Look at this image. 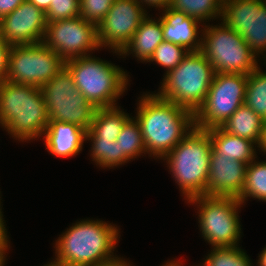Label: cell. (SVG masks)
<instances>
[{
  "instance_id": "obj_7",
  "label": "cell",
  "mask_w": 266,
  "mask_h": 266,
  "mask_svg": "<svg viewBox=\"0 0 266 266\" xmlns=\"http://www.w3.org/2000/svg\"><path fill=\"white\" fill-rule=\"evenodd\" d=\"M202 33L200 51L215 73L248 75L258 67L257 57L243 37L223 22L220 26L205 25Z\"/></svg>"
},
{
  "instance_id": "obj_39",
  "label": "cell",
  "mask_w": 266,
  "mask_h": 266,
  "mask_svg": "<svg viewBox=\"0 0 266 266\" xmlns=\"http://www.w3.org/2000/svg\"><path fill=\"white\" fill-rule=\"evenodd\" d=\"M258 265L259 266H266V247L261 251V254L259 255Z\"/></svg>"
},
{
  "instance_id": "obj_12",
  "label": "cell",
  "mask_w": 266,
  "mask_h": 266,
  "mask_svg": "<svg viewBox=\"0 0 266 266\" xmlns=\"http://www.w3.org/2000/svg\"><path fill=\"white\" fill-rule=\"evenodd\" d=\"M42 43L64 61L86 56L87 52L100 48L97 27L81 16L47 22Z\"/></svg>"
},
{
  "instance_id": "obj_6",
  "label": "cell",
  "mask_w": 266,
  "mask_h": 266,
  "mask_svg": "<svg viewBox=\"0 0 266 266\" xmlns=\"http://www.w3.org/2000/svg\"><path fill=\"white\" fill-rule=\"evenodd\" d=\"M78 90L97 108L116 107L128 84L127 73L112 63L87 56L65 61Z\"/></svg>"
},
{
  "instance_id": "obj_2",
  "label": "cell",
  "mask_w": 266,
  "mask_h": 266,
  "mask_svg": "<svg viewBox=\"0 0 266 266\" xmlns=\"http://www.w3.org/2000/svg\"><path fill=\"white\" fill-rule=\"evenodd\" d=\"M117 227L98 220H83L72 225L56 241L55 266H95L113 258Z\"/></svg>"
},
{
  "instance_id": "obj_42",
  "label": "cell",
  "mask_w": 266,
  "mask_h": 266,
  "mask_svg": "<svg viewBox=\"0 0 266 266\" xmlns=\"http://www.w3.org/2000/svg\"><path fill=\"white\" fill-rule=\"evenodd\" d=\"M45 266H55V265H53V264L49 263V264H47V265H45Z\"/></svg>"
},
{
  "instance_id": "obj_14",
  "label": "cell",
  "mask_w": 266,
  "mask_h": 266,
  "mask_svg": "<svg viewBox=\"0 0 266 266\" xmlns=\"http://www.w3.org/2000/svg\"><path fill=\"white\" fill-rule=\"evenodd\" d=\"M137 0H115L102 22L97 26L99 47L121 52L147 17Z\"/></svg>"
},
{
  "instance_id": "obj_29",
  "label": "cell",
  "mask_w": 266,
  "mask_h": 266,
  "mask_svg": "<svg viewBox=\"0 0 266 266\" xmlns=\"http://www.w3.org/2000/svg\"><path fill=\"white\" fill-rule=\"evenodd\" d=\"M92 141L91 155L101 167H112L120 165V147L117 141L107 139H85Z\"/></svg>"
},
{
  "instance_id": "obj_21",
  "label": "cell",
  "mask_w": 266,
  "mask_h": 266,
  "mask_svg": "<svg viewBox=\"0 0 266 266\" xmlns=\"http://www.w3.org/2000/svg\"><path fill=\"white\" fill-rule=\"evenodd\" d=\"M220 128L230 135L249 139L259 147L263 136L264 121L244 103Z\"/></svg>"
},
{
  "instance_id": "obj_20",
  "label": "cell",
  "mask_w": 266,
  "mask_h": 266,
  "mask_svg": "<svg viewBox=\"0 0 266 266\" xmlns=\"http://www.w3.org/2000/svg\"><path fill=\"white\" fill-rule=\"evenodd\" d=\"M212 148L221 155V157L231 158V160H238L245 164H249L255 159L254 142L230 135L220 127H213L207 129Z\"/></svg>"
},
{
  "instance_id": "obj_19",
  "label": "cell",
  "mask_w": 266,
  "mask_h": 266,
  "mask_svg": "<svg viewBox=\"0 0 266 266\" xmlns=\"http://www.w3.org/2000/svg\"><path fill=\"white\" fill-rule=\"evenodd\" d=\"M164 41L162 23L147 16L133 34L131 41L119 52L118 55L134 53L138 60L148 62L155 48ZM131 51V52H130Z\"/></svg>"
},
{
  "instance_id": "obj_34",
  "label": "cell",
  "mask_w": 266,
  "mask_h": 266,
  "mask_svg": "<svg viewBox=\"0 0 266 266\" xmlns=\"http://www.w3.org/2000/svg\"><path fill=\"white\" fill-rule=\"evenodd\" d=\"M7 231L0 233V266L5 265V251L8 249Z\"/></svg>"
},
{
  "instance_id": "obj_16",
  "label": "cell",
  "mask_w": 266,
  "mask_h": 266,
  "mask_svg": "<svg viewBox=\"0 0 266 266\" xmlns=\"http://www.w3.org/2000/svg\"><path fill=\"white\" fill-rule=\"evenodd\" d=\"M247 166L241 161L221 157L212 148L206 195L238 198L245 185Z\"/></svg>"
},
{
  "instance_id": "obj_37",
  "label": "cell",
  "mask_w": 266,
  "mask_h": 266,
  "mask_svg": "<svg viewBox=\"0 0 266 266\" xmlns=\"http://www.w3.org/2000/svg\"><path fill=\"white\" fill-rule=\"evenodd\" d=\"M30 3L34 4L37 8L42 10L44 13L47 12L52 0H28Z\"/></svg>"
},
{
  "instance_id": "obj_36",
  "label": "cell",
  "mask_w": 266,
  "mask_h": 266,
  "mask_svg": "<svg viewBox=\"0 0 266 266\" xmlns=\"http://www.w3.org/2000/svg\"><path fill=\"white\" fill-rule=\"evenodd\" d=\"M139 3H144L152 7L165 9L169 6L171 0H137Z\"/></svg>"
},
{
  "instance_id": "obj_8",
  "label": "cell",
  "mask_w": 266,
  "mask_h": 266,
  "mask_svg": "<svg viewBox=\"0 0 266 266\" xmlns=\"http://www.w3.org/2000/svg\"><path fill=\"white\" fill-rule=\"evenodd\" d=\"M49 122L72 123L87 131L98 109L76 87L69 70L62 68L41 87Z\"/></svg>"
},
{
  "instance_id": "obj_26",
  "label": "cell",
  "mask_w": 266,
  "mask_h": 266,
  "mask_svg": "<svg viewBox=\"0 0 266 266\" xmlns=\"http://www.w3.org/2000/svg\"><path fill=\"white\" fill-rule=\"evenodd\" d=\"M247 197L266 201V161L254 159L248 164L245 185L237 199L243 204Z\"/></svg>"
},
{
  "instance_id": "obj_32",
  "label": "cell",
  "mask_w": 266,
  "mask_h": 266,
  "mask_svg": "<svg viewBox=\"0 0 266 266\" xmlns=\"http://www.w3.org/2000/svg\"><path fill=\"white\" fill-rule=\"evenodd\" d=\"M11 49L9 45L0 34V84L6 81L8 72V57Z\"/></svg>"
},
{
  "instance_id": "obj_35",
  "label": "cell",
  "mask_w": 266,
  "mask_h": 266,
  "mask_svg": "<svg viewBox=\"0 0 266 266\" xmlns=\"http://www.w3.org/2000/svg\"><path fill=\"white\" fill-rule=\"evenodd\" d=\"M95 266H131V265L127 263L125 260L114 256L113 258L102 261Z\"/></svg>"
},
{
  "instance_id": "obj_28",
  "label": "cell",
  "mask_w": 266,
  "mask_h": 266,
  "mask_svg": "<svg viewBox=\"0 0 266 266\" xmlns=\"http://www.w3.org/2000/svg\"><path fill=\"white\" fill-rule=\"evenodd\" d=\"M189 52L185 47L163 41L155 48L148 62L155 61L157 64L165 67L167 69L166 73H168L176 68Z\"/></svg>"
},
{
  "instance_id": "obj_38",
  "label": "cell",
  "mask_w": 266,
  "mask_h": 266,
  "mask_svg": "<svg viewBox=\"0 0 266 266\" xmlns=\"http://www.w3.org/2000/svg\"><path fill=\"white\" fill-rule=\"evenodd\" d=\"M259 148L261 149V151L266 153V121L264 122L263 136H262V141H261V144L259 145Z\"/></svg>"
},
{
  "instance_id": "obj_10",
  "label": "cell",
  "mask_w": 266,
  "mask_h": 266,
  "mask_svg": "<svg viewBox=\"0 0 266 266\" xmlns=\"http://www.w3.org/2000/svg\"><path fill=\"white\" fill-rule=\"evenodd\" d=\"M247 80V74L215 73L204 104L194 114L195 126L220 127L245 103Z\"/></svg>"
},
{
  "instance_id": "obj_40",
  "label": "cell",
  "mask_w": 266,
  "mask_h": 266,
  "mask_svg": "<svg viewBox=\"0 0 266 266\" xmlns=\"http://www.w3.org/2000/svg\"><path fill=\"white\" fill-rule=\"evenodd\" d=\"M0 208H1V206H0ZM2 216L3 215H2V212H1V209H0V233L7 231Z\"/></svg>"
},
{
  "instance_id": "obj_3",
  "label": "cell",
  "mask_w": 266,
  "mask_h": 266,
  "mask_svg": "<svg viewBox=\"0 0 266 266\" xmlns=\"http://www.w3.org/2000/svg\"><path fill=\"white\" fill-rule=\"evenodd\" d=\"M49 124L41 91L30 85L4 81L0 84V125L20 141L35 139Z\"/></svg>"
},
{
  "instance_id": "obj_41",
  "label": "cell",
  "mask_w": 266,
  "mask_h": 266,
  "mask_svg": "<svg viewBox=\"0 0 266 266\" xmlns=\"http://www.w3.org/2000/svg\"><path fill=\"white\" fill-rule=\"evenodd\" d=\"M162 266H177V261L167 262L165 265H162Z\"/></svg>"
},
{
  "instance_id": "obj_15",
  "label": "cell",
  "mask_w": 266,
  "mask_h": 266,
  "mask_svg": "<svg viewBox=\"0 0 266 266\" xmlns=\"http://www.w3.org/2000/svg\"><path fill=\"white\" fill-rule=\"evenodd\" d=\"M46 15L28 0L0 19L1 37L11 46L42 43Z\"/></svg>"
},
{
  "instance_id": "obj_23",
  "label": "cell",
  "mask_w": 266,
  "mask_h": 266,
  "mask_svg": "<svg viewBox=\"0 0 266 266\" xmlns=\"http://www.w3.org/2000/svg\"><path fill=\"white\" fill-rule=\"evenodd\" d=\"M116 141L120 147V165L147 152L140 125L134 117L124 124Z\"/></svg>"
},
{
  "instance_id": "obj_25",
  "label": "cell",
  "mask_w": 266,
  "mask_h": 266,
  "mask_svg": "<svg viewBox=\"0 0 266 266\" xmlns=\"http://www.w3.org/2000/svg\"><path fill=\"white\" fill-rule=\"evenodd\" d=\"M245 104L266 121V72L259 67L248 74Z\"/></svg>"
},
{
  "instance_id": "obj_27",
  "label": "cell",
  "mask_w": 266,
  "mask_h": 266,
  "mask_svg": "<svg viewBox=\"0 0 266 266\" xmlns=\"http://www.w3.org/2000/svg\"><path fill=\"white\" fill-rule=\"evenodd\" d=\"M212 249L202 266H252L248 255L238 246Z\"/></svg>"
},
{
  "instance_id": "obj_9",
  "label": "cell",
  "mask_w": 266,
  "mask_h": 266,
  "mask_svg": "<svg viewBox=\"0 0 266 266\" xmlns=\"http://www.w3.org/2000/svg\"><path fill=\"white\" fill-rule=\"evenodd\" d=\"M188 202L199 204L200 231L213 248L239 246L241 227L237 210L242 203L237 198L201 195Z\"/></svg>"
},
{
  "instance_id": "obj_30",
  "label": "cell",
  "mask_w": 266,
  "mask_h": 266,
  "mask_svg": "<svg viewBox=\"0 0 266 266\" xmlns=\"http://www.w3.org/2000/svg\"><path fill=\"white\" fill-rule=\"evenodd\" d=\"M115 0H80V16L96 27L102 22Z\"/></svg>"
},
{
  "instance_id": "obj_33",
  "label": "cell",
  "mask_w": 266,
  "mask_h": 266,
  "mask_svg": "<svg viewBox=\"0 0 266 266\" xmlns=\"http://www.w3.org/2000/svg\"><path fill=\"white\" fill-rule=\"evenodd\" d=\"M26 0H0V19L16 8H18Z\"/></svg>"
},
{
  "instance_id": "obj_31",
  "label": "cell",
  "mask_w": 266,
  "mask_h": 266,
  "mask_svg": "<svg viewBox=\"0 0 266 266\" xmlns=\"http://www.w3.org/2000/svg\"><path fill=\"white\" fill-rule=\"evenodd\" d=\"M45 15L47 22L78 17L80 0H52Z\"/></svg>"
},
{
  "instance_id": "obj_17",
  "label": "cell",
  "mask_w": 266,
  "mask_h": 266,
  "mask_svg": "<svg viewBox=\"0 0 266 266\" xmlns=\"http://www.w3.org/2000/svg\"><path fill=\"white\" fill-rule=\"evenodd\" d=\"M163 12L160 21L164 41L185 47L190 52H199L201 38L198 37V24L201 22L169 7L163 9Z\"/></svg>"
},
{
  "instance_id": "obj_18",
  "label": "cell",
  "mask_w": 266,
  "mask_h": 266,
  "mask_svg": "<svg viewBox=\"0 0 266 266\" xmlns=\"http://www.w3.org/2000/svg\"><path fill=\"white\" fill-rule=\"evenodd\" d=\"M45 145L56 157H72L81 150L86 131L67 122H49L45 130Z\"/></svg>"
},
{
  "instance_id": "obj_5",
  "label": "cell",
  "mask_w": 266,
  "mask_h": 266,
  "mask_svg": "<svg viewBox=\"0 0 266 266\" xmlns=\"http://www.w3.org/2000/svg\"><path fill=\"white\" fill-rule=\"evenodd\" d=\"M214 75L201 51L189 52L176 68L165 74L156 95L195 114L205 102Z\"/></svg>"
},
{
  "instance_id": "obj_1",
  "label": "cell",
  "mask_w": 266,
  "mask_h": 266,
  "mask_svg": "<svg viewBox=\"0 0 266 266\" xmlns=\"http://www.w3.org/2000/svg\"><path fill=\"white\" fill-rule=\"evenodd\" d=\"M136 121L148 154L163 159L195 126L194 113L156 94L139 100Z\"/></svg>"
},
{
  "instance_id": "obj_4",
  "label": "cell",
  "mask_w": 266,
  "mask_h": 266,
  "mask_svg": "<svg viewBox=\"0 0 266 266\" xmlns=\"http://www.w3.org/2000/svg\"><path fill=\"white\" fill-rule=\"evenodd\" d=\"M211 149L208 130L194 126L163 158L187 201L206 195Z\"/></svg>"
},
{
  "instance_id": "obj_11",
  "label": "cell",
  "mask_w": 266,
  "mask_h": 266,
  "mask_svg": "<svg viewBox=\"0 0 266 266\" xmlns=\"http://www.w3.org/2000/svg\"><path fill=\"white\" fill-rule=\"evenodd\" d=\"M65 67V61L43 43L11 46L6 81L41 88Z\"/></svg>"
},
{
  "instance_id": "obj_24",
  "label": "cell",
  "mask_w": 266,
  "mask_h": 266,
  "mask_svg": "<svg viewBox=\"0 0 266 266\" xmlns=\"http://www.w3.org/2000/svg\"><path fill=\"white\" fill-rule=\"evenodd\" d=\"M168 7L200 22L222 15V3L219 0H171Z\"/></svg>"
},
{
  "instance_id": "obj_22",
  "label": "cell",
  "mask_w": 266,
  "mask_h": 266,
  "mask_svg": "<svg viewBox=\"0 0 266 266\" xmlns=\"http://www.w3.org/2000/svg\"><path fill=\"white\" fill-rule=\"evenodd\" d=\"M120 108H98L92 120L91 127L86 131L85 139L117 140L129 115Z\"/></svg>"
},
{
  "instance_id": "obj_13",
  "label": "cell",
  "mask_w": 266,
  "mask_h": 266,
  "mask_svg": "<svg viewBox=\"0 0 266 266\" xmlns=\"http://www.w3.org/2000/svg\"><path fill=\"white\" fill-rule=\"evenodd\" d=\"M220 18L243 37L255 55L266 51V0H226Z\"/></svg>"
}]
</instances>
